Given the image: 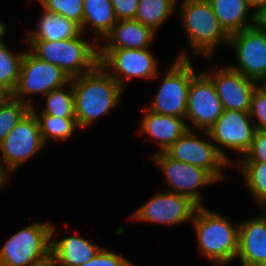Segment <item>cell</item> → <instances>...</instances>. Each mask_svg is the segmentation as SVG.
Segmentation results:
<instances>
[{
  "mask_svg": "<svg viewBox=\"0 0 266 266\" xmlns=\"http://www.w3.org/2000/svg\"><path fill=\"white\" fill-rule=\"evenodd\" d=\"M70 81L78 128H87L99 117L110 113V109L120 102L124 90L100 64Z\"/></svg>",
  "mask_w": 266,
  "mask_h": 266,
  "instance_id": "1",
  "label": "cell"
},
{
  "mask_svg": "<svg viewBox=\"0 0 266 266\" xmlns=\"http://www.w3.org/2000/svg\"><path fill=\"white\" fill-rule=\"evenodd\" d=\"M179 17L189 37L192 54H203L208 59L220 42L228 45L225 32L208 0H182Z\"/></svg>",
  "mask_w": 266,
  "mask_h": 266,
  "instance_id": "4",
  "label": "cell"
},
{
  "mask_svg": "<svg viewBox=\"0 0 266 266\" xmlns=\"http://www.w3.org/2000/svg\"><path fill=\"white\" fill-rule=\"evenodd\" d=\"M30 110L29 105L13 96L0 104V143Z\"/></svg>",
  "mask_w": 266,
  "mask_h": 266,
  "instance_id": "29",
  "label": "cell"
},
{
  "mask_svg": "<svg viewBox=\"0 0 266 266\" xmlns=\"http://www.w3.org/2000/svg\"><path fill=\"white\" fill-rule=\"evenodd\" d=\"M223 106L212 79L205 73L192 77L185 119L193 129L207 131L223 114Z\"/></svg>",
  "mask_w": 266,
  "mask_h": 266,
  "instance_id": "14",
  "label": "cell"
},
{
  "mask_svg": "<svg viewBox=\"0 0 266 266\" xmlns=\"http://www.w3.org/2000/svg\"><path fill=\"white\" fill-rule=\"evenodd\" d=\"M254 13L253 26L266 33V4L259 7Z\"/></svg>",
  "mask_w": 266,
  "mask_h": 266,
  "instance_id": "35",
  "label": "cell"
},
{
  "mask_svg": "<svg viewBox=\"0 0 266 266\" xmlns=\"http://www.w3.org/2000/svg\"><path fill=\"white\" fill-rule=\"evenodd\" d=\"M206 74L212 79L224 110L249 112L252 94L259 85L257 82L228 65Z\"/></svg>",
  "mask_w": 266,
  "mask_h": 266,
  "instance_id": "16",
  "label": "cell"
},
{
  "mask_svg": "<svg viewBox=\"0 0 266 266\" xmlns=\"http://www.w3.org/2000/svg\"><path fill=\"white\" fill-rule=\"evenodd\" d=\"M6 28L5 23L0 20V32Z\"/></svg>",
  "mask_w": 266,
  "mask_h": 266,
  "instance_id": "41",
  "label": "cell"
},
{
  "mask_svg": "<svg viewBox=\"0 0 266 266\" xmlns=\"http://www.w3.org/2000/svg\"><path fill=\"white\" fill-rule=\"evenodd\" d=\"M44 146L37 117L30 110L0 143L2 173L8 178Z\"/></svg>",
  "mask_w": 266,
  "mask_h": 266,
  "instance_id": "7",
  "label": "cell"
},
{
  "mask_svg": "<svg viewBox=\"0 0 266 266\" xmlns=\"http://www.w3.org/2000/svg\"><path fill=\"white\" fill-rule=\"evenodd\" d=\"M31 111L37 117L40 133L45 145L49 139L56 141L67 140L78 127L76 118H59L49 114L38 113L35 106L31 107Z\"/></svg>",
  "mask_w": 266,
  "mask_h": 266,
  "instance_id": "25",
  "label": "cell"
},
{
  "mask_svg": "<svg viewBox=\"0 0 266 266\" xmlns=\"http://www.w3.org/2000/svg\"><path fill=\"white\" fill-rule=\"evenodd\" d=\"M155 33L151 27L135 19L119 20L105 36L107 44L100 45L99 43V48H149Z\"/></svg>",
  "mask_w": 266,
  "mask_h": 266,
  "instance_id": "19",
  "label": "cell"
},
{
  "mask_svg": "<svg viewBox=\"0 0 266 266\" xmlns=\"http://www.w3.org/2000/svg\"><path fill=\"white\" fill-rule=\"evenodd\" d=\"M185 51L176 58L162 79L153 102L147 109L161 115L185 118L192 77L196 74Z\"/></svg>",
  "mask_w": 266,
  "mask_h": 266,
  "instance_id": "6",
  "label": "cell"
},
{
  "mask_svg": "<svg viewBox=\"0 0 266 266\" xmlns=\"http://www.w3.org/2000/svg\"><path fill=\"white\" fill-rule=\"evenodd\" d=\"M177 0H139L135 20L155 32L173 14Z\"/></svg>",
  "mask_w": 266,
  "mask_h": 266,
  "instance_id": "24",
  "label": "cell"
},
{
  "mask_svg": "<svg viewBox=\"0 0 266 266\" xmlns=\"http://www.w3.org/2000/svg\"><path fill=\"white\" fill-rule=\"evenodd\" d=\"M197 208L198 205L187 196L169 191L157 192L134 211L131 219L173 226L192 221Z\"/></svg>",
  "mask_w": 266,
  "mask_h": 266,
  "instance_id": "13",
  "label": "cell"
},
{
  "mask_svg": "<svg viewBox=\"0 0 266 266\" xmlns=\"http://www.w3.org/2000/svg\"><path fill=\"white\" fill-rule=\"evenodd\" d=\"M248 113L251 119H258V122H253L256 130L266 131V91L259 85L252 94Z\"/></svg>",
  "mask_w": 266,
  "mask_h": 266,
  "instance_id": "31",
  "label": "cell"
},
{
  "mask_svg": "<svg viewBox=\"0 0 266 266\" xmlns=\"http://www.w3.org/2000/svg\"><path fill=\"white\" fill-rule=\"evenodd\" d=\"M208 140L199 139L193 129H188L164 152L171 158L207 170L217 181L223 179V170L230 163L219 153L208 131L202 130Z\"/></svg>",
  "mask_w": 266,
  "mask_h": 266,
  "instance_id": "10",
  "label": "cell"
},
{
  "mask_svg": "<svg viewBox=\"0 0 266 266\" xmlns=\"http://www.w3.org/2000/svg\"><path fill=\"white\" fill-rule=\"evenodd\" d=\"M248 112L224 110L223 114L207 130L219 153L230 163L229 155L223 148L244 156L252 146L256 128ZM252 124V125H251Z\"/></svg>",
  "mask_w": 266,
  "mask_h": 266,
  "instance_id": "11",
  "label": "cell"
},
{
  "mask_svg": "<svg viewBox=\"0 0 266 266\" xmlns=\"http://www.w3.org/2000/svg\"><path fill=\"white\" fill-rule=\"evenodd\" d=\"M44 10L58 13L78 24L82 31L83 0H38Z\"/></svg>",
  "mask_w": 266,
  "mask_h": 266,
  "instance_id": "30",
  "label": "cell"
},
{
  "mask_svg": "<svg viewBox=\"0 0 266 266\" xmlns=\"http://www.w3.org/2000/svg\"><path fill=\"white\" fill-rule=\"evenodd\" d=\"M117 21L134 19L139 0H111Z\"/></svg>",
  "mask_w": 266,
  "mask_h": 266,
  "instance_id": "34",
  "label": "cell"
},
{
  "mask_svg": "<svg viewBox=\"0 0 266 266\" xmlns=\"http://www.w3.org/2000/svg\"><path fill=\"white\" fill-rule=\"evenodd\" d=\"M99 64L124 89L131 78L158 77L157 61L149 48H99Z\"/></svg>",
  "mask_w": 266,
  "mask_h": 266,
  "instance_id": "9",
  "label": "cell"
},
{
  "mask_svg": "<svg viewBox=\"0 0 266 266\" xmlns=\"http://www.w3.org/2000/svg\"><path fill=\"white\" fill-rule=\"evenodd\" d=\"M80 266H134L125 257L109 251L107 248H101L97 254L88 262Z\"/></svg>",
  "mask_w": 266,
  "mask_h": 266,
  "instance_id": "32",
  "label": "cell"
},
{
  "mask_svg": "<svg viewBox=\"0 0 266 266\" xmlns=\"http://www.w3.org/2000/svg\"><path fill=\"white\" fill-rule=\"evenodd\" d=\"M12 94L0 85V104L4 103Z\"/></svg>",
  "mask_w": 266,
  "mask_h": 266,
  "instance_id": "37",
  "label": "cell"
},
{
  "mask_svg": "<svg viewBox=\"0 0 266 266\" xmlns=\"http://www.w3.org/2000/svg\"><path fill=\"white\" fill-rule=\"evenodd\" d=\"M116 22L117 18L111 0H83L82 33L89 25L97 35L94 40L98 44L99 40L104 41L105 36Z\"/></svg>",
  "mask_w": 266,
  "mask_h": 266,
  "instance_id": "23",
  "label": "cell"
},
{
  "mask_svg": "<svg viewBox=\"0 0 266 266\" xmlns=\"http://www.w3.org/2000/svg\"><path fill=\"white\" fill-rule=\"evenodd\" d=\"M45 96L46 106L41 113L59 118H75L74 92L71 81Z\"/></svg>",
  "mask_w": 266,
  "mask_h": 266,
  "instance_id": "27",
  "label": "cell"
},
{
  "mask_svg": "<svg viewBox=\"0 0 266 266\" xmlns=\"http://www.w3.org/2000/svg\"><path fill=\"white\" fill-rule=\"evenodd\" d=\"M82 33L75 22L58 13L42 11L35 31L28 32L25 41H60L71 39Z\"/></svg>",
  "mask_w": 266,
  "mask_h": 266,
  "instance_id": "20",
  "label": "cell"
},
{
  "mask_svg": "<svg viewBox=\"0 0 266 266\" xmlns=\"http://www.w3.org/2000/svg\"><path fill=\"white\" fill-rule=\"evenodd\" d=\"M152 158L171 187L167 191L187 196L198 206H203L199 189L218 182L207 170L175 160L165 152L156 153Z\"/></svg>",
  "mask_w": 266,
  "mask_h": 266,
  "instance_id": "12",
  "label": "cell"
},
{
  "mask_svg": "<svg viewBox=\"0 0 266 266\" xmlns=\"http://www.w3.org/2000/svg\"><path fill=\"white\" fill-rule=\"evenodd\" d=\"M143 109L146 113L140 122L139 131L140 134L149 135L158 144L159 150L156 153L164 152L188 129H192L183 117L157 114L146 106Z\"/></svg>",
  "mask_w": 266,
  "mask_h": 266,
  "instance_id": "18",
  "label": "cell"
},
{
  "mask_svg": "<svg viewBox=\"0 0 266 266\" xmlns=\"http://www.w3.org/2000/svg\"><path fill=\"white\" fill-rule=\"evenodd\" d=\"M57 265H58L57 258L52 253H50L45 258L32 263L30 266H57Z\"/></svg>",
  "mask_w": 266,
  "mask_h": 266,
  "instance_id": "36",
  "label": "cell"
},
{
  "mask_svg": "<svg viewBox=\"0 0 266 266\" xmlns=\"http://www.w3.org/2000/svg\"><path fill=\"white\" fill-rule=\"evenodd\" d=\"M251 196L259 205L266 207V163L238 162Z\"/></svg>",
  "mask_w": 266,
  "mask_h": 266,
  "instance_id": "28",
  "label": "cell"
},
{
  "mask_svg": "<svg viewBox=\"0 0 266 266\" xmlns=\"http://www.w3.org/2000/svg\"><path fill=\"white\" fill-rule=\"evenodd\" d=\"M70 79L57 65L42 61L30 50H26L21 62L18 84L12 96L33 107L32 99H26L27 96L35 93L46 95L65 86Z\"/></svg>",
  "mask_w": 266,
  "mask_h": 266,
  "instance_id": "8",
  "label": "cell"
},
{
  "mask_svg": "<svg viewBox=\"0 0 266 266\" xmlns=\"http://www.w3.org/2000/svg\"><path fill=\"white\" fill-rule=\"evenodd\" d=\"M7 27L0 32V85L11 94L18 84L21 62L25 51H9L3 42ZM18 52V53H17Z\"/></svg>",
  "mask_w": 266,
  "mask_h": 266,
  "instance_id": "26",
  "label": "cell"
},
{
  "mask_svg": "<svg viewBox=\"0 0 266 266\" xmlns=\"http://www.w3.org/2000/svg\"><path fill=\"white\" fill-rule=\"evenodd\" d=\"M7 177L2 173L0 169V189L3 187V185L7 184Z\"/></svg>",
  "mask_w": 266,
  "mask_h": 266,
  "instance_id": "39",
  "label": "cell"
},
{
  "mask_svg": "<svg viewBox=\"0 0 266 266\" xmlns=\"http://www.w3.org/2000/svg\"><path fill=\"white\" fill-rule=\"evenodd\" d=\"M238 162L266 163V131L256 130L251 148Z\"/></svg>",
  "mask_w": 266,
  "mask_h": 266,
  "instance_id": "33",
  "label": "cell"
},
{
  "mask_svg": "<svg viewBox=\"0 0 266 266\" xmlns=\"http://www.w3.org/2000/svg\"><path fill=\"white\" fill-rule=\"evenodd\" d=\"M237 258L241 266L266 263V213L239 222Z\"/></svg>",
  "mask_w": 266,
  "mask_h": 266,
  "instance_id": "17",
  "label": "cell"
},
{
  "mask_svg": "<svg viewBox=\"0 0 266 266\" xmlns=\"http://www.w3.org/2000/svg\"><path fill=\"white\" fill-rule=\"evenodd\" d=\"M247 3L250 8H255L256 11L259 7L266 4V0H247Z\"/></svg>",
  "mask_w": 266,
  "mask_h": 266,
  "instance_id": "38",
  "label": "cell"
},
{
  "mask_svg": "<svg viewBox=\"0 0 266 266\" xmlns=\"http://www.w3.org/2000/svg\"><path fill=\"white\" fill-rule=\"evenodd\" d=\"M228 45L234 47L237 60L228 66L259 84L266 76V33L253 26L230 35Z\"/></svg>",
  "mask_w": 266,
  "mask_h": 266,
  "instance_id": "15",
  "label": "cell"
},
{
  "mask_svg": "<svg viewBox=\"0 0 266 266\" xmlns=\"http://www.w3.org/2000/svg\"><path fill=\"white\" fill-rule=\"evenodd\" d=\"M260 83H259V86L266 91V76L260 81Z\"/></svg>",
  "mask_w": 266,
  "mask_h": 266,
  "instance_id": "40",
  "label": "cell"
},
{
  "mask_svg": "<svg viewBox=\"0 0 266 266\" xmlns=\"http://www.w3.org/2000/svg\"><path fill=\"white\" fill-rule=\"evenodd\" d=\"M55 225L34 222L15 232L0 248V266H30L51 253Z\"/></svg>",
  "mask_w": 266,
  "mask_h": 266,
  "instance_id": "5",
  "label": "cell"
},
{
  "mask_svg": "<svg viewBox=\"0 0 266 266\" xmlns=\"http://www.w3.org/2000/svg\"><path fill=\"white\" fill-rule=\"evenodd\" d=\"M84 33L60 41H25L40 60L60 67L70 78L80 76L99 64V44Z\"/></svg>",
  "mask_w": 266,
  "mask_h": 266,
  "instance_id": "3",
  "label": "cell"
},
{
  "mask_svg": "<svg viewBox=\"0 0 266 266\" xmlns=\"http://www.w3.org/2000/svg\"><path fill=\"white\" fill-rule=\"evenodd\" d=\"M192 223L196 231L199 253L215 265H225L236 259L239 223H232L224 215L207 209H196Z\"/></svg>",
  "mask_w": 266,
  "mask_h": 266,
  "instance_id": "2",
  "label": "cell"
},
{
  "mask_svg": "<svg viewBox=\"0 0 266 266\" xmlns=\"http://www.w3.org/2000/svg\"><path fill=\"white\" fill-rule=\"evenodd\" d=\"M250 266H266V263H259V264L250 265Z\"/></svg>",
  "mask_w": 266,
  "mask_h": 266,
  "instance_id": "42",
  "label": "cell"
},
{
  "mask_svg": "<svg viewBox=\"0 0 266 266\" xmlns=\"http://www.w3.org/2000/svg\"><path fill=\"white\" fill-rule=\"evenodd\" d=\"M217 16L220 25L230 36L244 29L253 27L254 13L247 0H208Z\"/></svg>",
  "mask_w": 266,
  "mask_h": 266,
  "instance_id": "22",
  "label": "cell"
},
{
  "mask_svg": "<svg viewBox=\"0 0 266 266\" xmlns=\"http://www.w3.org/2000/svg\"><path fill=\"white\" fill-rule=\"evenodd\" d=\"M100 249V246L79 236L51 239V253L60 266H80L91 260Z\"/></svg>",
  "mask_w": 266,
  "mask_h": 266,
  "instance_id": "21",
  "label": "cell"
}]
</instances>
